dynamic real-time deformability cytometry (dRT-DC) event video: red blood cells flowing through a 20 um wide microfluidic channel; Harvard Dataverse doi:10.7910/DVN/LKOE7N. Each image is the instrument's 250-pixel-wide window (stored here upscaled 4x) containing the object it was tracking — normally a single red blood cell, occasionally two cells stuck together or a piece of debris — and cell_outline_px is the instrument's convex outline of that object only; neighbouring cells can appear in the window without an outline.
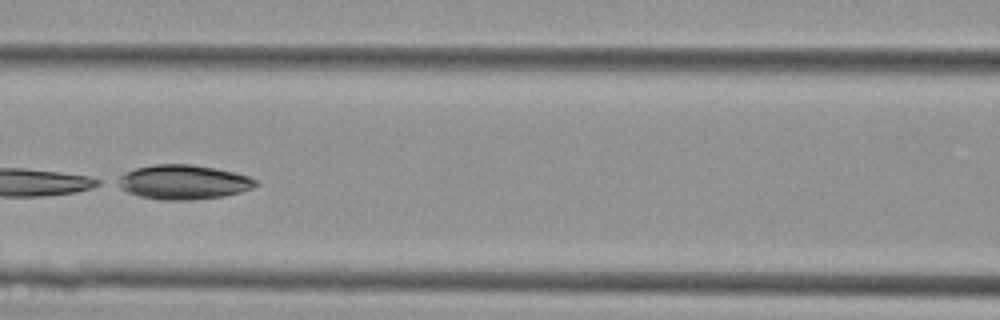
{"species": "Egyptian fruit bat (a non-hibernating species)", "species_latin": "Rousettus aegyptiacus", "temperature_condition": "cold", "stored_images_in_passage": 43, "camera_frame_rate_fps": 3000, "um_per_image_px": 0.085, "animal": {"sex": "female"}, "frame": {"image": 1, "passage_image": 19, "time_ms": 6.0, "image_size_px": [1000, 320], "cell_outline_px": [[260, 184], [252, 188], [240, 192], [224, 196], [192, 200], [160, 200], [140, 196], [128, 192], [112, 184], [112, 180], [124, 172], [136, 168], [156, 164], [192, 164], [216, 168], [248, 176], [256, 180]], "centroid_in_image_um": [15.51, 15.48], "position_along_channel_um": 151.1, "area_um2": 28.09}}